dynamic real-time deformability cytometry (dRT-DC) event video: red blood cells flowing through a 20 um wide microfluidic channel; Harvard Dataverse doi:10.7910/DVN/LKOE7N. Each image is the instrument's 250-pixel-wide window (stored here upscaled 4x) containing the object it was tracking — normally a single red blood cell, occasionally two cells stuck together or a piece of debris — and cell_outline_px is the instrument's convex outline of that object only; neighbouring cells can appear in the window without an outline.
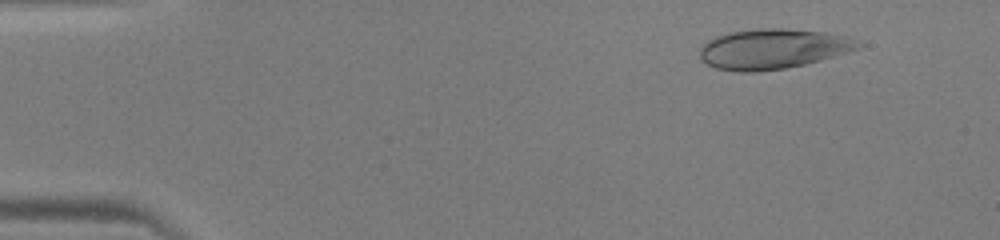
{"species": "human", "species_latin": "Homo sapiens", "temperature_condition": "warm", "stored_images_in_passage": 46, "camera_frame_rate_fps": 3000, "um_per_image_px": 0.085, "donor": {"sex": "male"}, "frame": {"image": 1, "passage_image": 5, "time_ms": 1.333, "image_size_px": [1000, 240], "cell_outline_px": [[864, 44], [860, 48], [820, 60], [804, 64], [784, 68], [752, 72], [740, 72], [716, 68], [700, 60], [700, 48], [708, 40], [716, 36], [732, 32], [760, 28], [784, 28], [828, 32], [848, 36]], "centroid_in_image_um": [65.71, 4.14], "position_along_channel_um": 19.3, "area_um2": 36.93}}
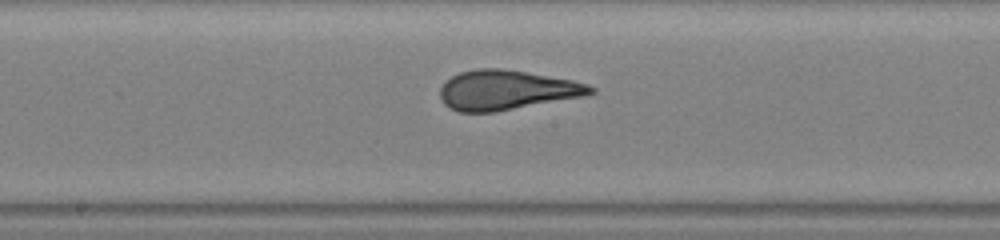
{"frame": {"image": 2, "passage_image": 25, "time_ms": 8.0, "image_size_px": [1000, 240], "cell_outline_px": [[596, 92], [584, 96], [496, 112], [460, 112], [444, 104], [440, 100], [440, 88], [452, 76], [460, 72], [476, 68], [500, 68], [572, 80], [588, 84], [596, 88]], "centroid_in_image_um": [43.06, 7.66], "position_along_channel_um": 205.1, "area_um2": 34.62}}
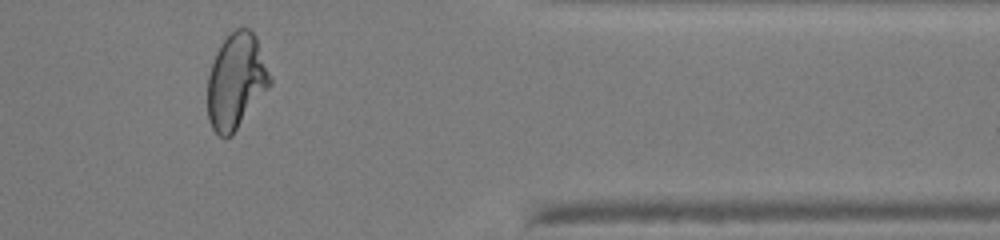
{"frame": {"image": 3, "passage_image": 39, "time_ms": 12.667, "image_size_px": [1000, 240], "cell_outline_px": [[272, 84], [232, 136], [224, 140], [212, 128], [208, 120], [208, 76], [216, 52], [220, 44], [236, 28], [248, 28], [256, 36], [272, 76]], "centroid_in_image_um": [20.09, 6.93], "position_along_channel_um": 391.3, "area_um2": 34.97}}